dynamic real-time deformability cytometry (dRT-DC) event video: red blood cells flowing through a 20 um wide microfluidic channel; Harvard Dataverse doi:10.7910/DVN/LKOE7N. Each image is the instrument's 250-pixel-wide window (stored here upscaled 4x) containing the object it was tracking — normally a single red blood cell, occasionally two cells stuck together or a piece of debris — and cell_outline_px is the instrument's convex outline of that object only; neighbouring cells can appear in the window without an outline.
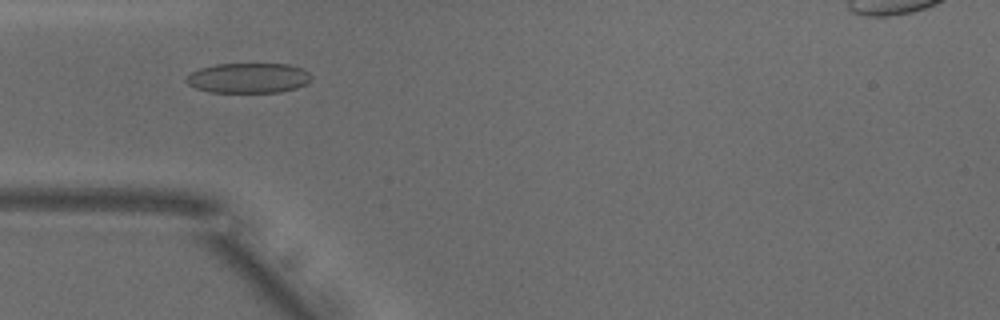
{"species": "common noctule bat (a hibernating species)", "species_latin": "Nyctalus noctula", "temperature_condition": "warm", "stored_images_in_passage": 40, "camera_frame_rate_fps": 3000, "um_per_image_px": 0.085, "animal": {"sex": "male", "body_mass_g": 18.8}, "frame": {"image": 1, "passage_image": 15, "time_ms": 4.667, "image_size_px": [1000, 320], "cell_outline_px": [[312, 76], [304, 84], [296, 88], [280, 92], [208, 92], [196, 88], [188, 84], [184, 80], [192, 72], [200, 68], [216, 64], [288, 64], [304, 68]], "centroid_in_image_um": [21.1, 6.63], "position_along_channel_um": 63.9, "area_um2": 21.85}}
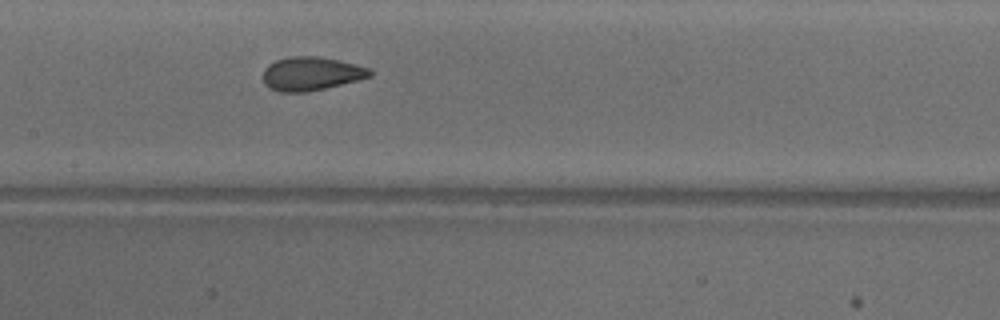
{"frame": {"image": 2, "passage_image": 24, "time_ms": 7.667, "image_size_px": [1000, 320], "cell_outline_px": [[372, 76], [324, 88], [304, 92], [280, 92], [268, 88], [264, 84], [264, 68], [268, 64], [276, 60], [292, 56], [316, 56], [336, 60], [368, 68], [372, 72]], "centroid_in_image_um": [26.39, 6.27], "position_along_channel_um": 181.0, "area_um2": 20.58}}
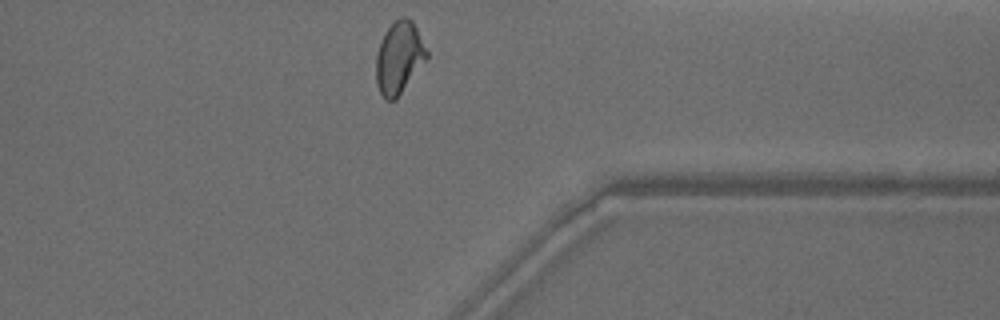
{"frame": {"image": 3, "passage_image": 40, "time_ms": 13.0, "image_size_px": [1000, 320], "cell_outline_px": [[428, 56], [396, 100], [384, 100], [376, 84], [376, 56], [380, 40], [384, 32], [400, 16], [404, 16], [412, 20], [428, 52]], "centroid_in_image_um": [33.89, 4.91], "position_along_channel_um": 377.5, "area_um2": 21.15}, "authors_computed_cell_mechanics": {"area_um2": 21.3571, "velocity_mm_per_s": 3.863, "shape_relaxation_time_tau1_ms": 5.9967, "shape_relaxation_time_tau2_ms": 0.8477, "deformation_change_tau1": 0.1659, "deformation_change_tau2": 0.0621}}